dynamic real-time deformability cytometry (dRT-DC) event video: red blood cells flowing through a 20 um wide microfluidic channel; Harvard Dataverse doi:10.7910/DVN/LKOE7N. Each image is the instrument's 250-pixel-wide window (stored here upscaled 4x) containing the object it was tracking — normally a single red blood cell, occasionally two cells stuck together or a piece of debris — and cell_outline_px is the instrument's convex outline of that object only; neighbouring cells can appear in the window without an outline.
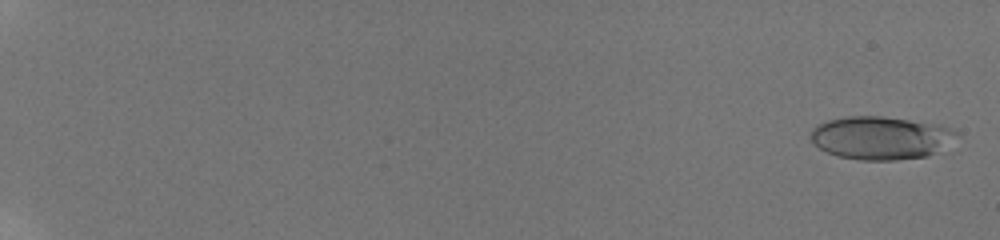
{"species": "human", "species_latin": "Homo sapiens", "temperature_condition": "room temperature", "stored_images_in_passage": 39, "camera_frame_rate_fps": 3000, "um_per_image_px": 0.085, "donor": {"sex": "male"}, "frame": {"image": 1, "passage_image": 3, "time_ms": 0.333, "image_size_px": [1000, 240], "cell_outline_px": [[960, 136], [928, 156], [896, 160], [860, 160], [836, 156], [820, 148], [812, 140], [812, 128], [816, 124], [828, 120], [848, 116], [880, 116], [908, 120], [952, 128], [960, 132]], "centroid_in_image_um": [74.86, 11.72], "position_along_channel_um": 10.1, "area_um2": 36.3}}
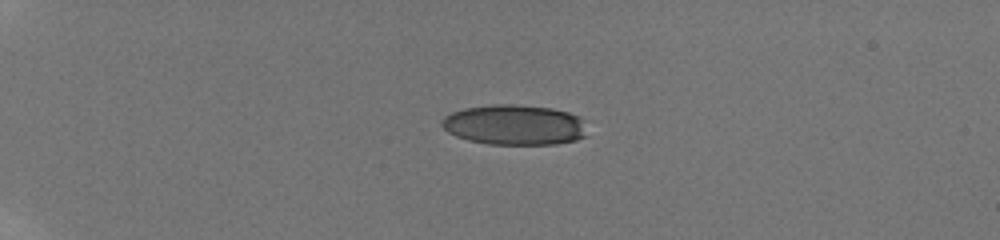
{"frame": {"image": 2, "passage_image": 32, "time_ms": 5.333, "image_size_px": [1000, 240], "cell_outline_px": [[584, 136], [576, 140], [556, 144], [488, 144], [468, 140], [456, 136], [448, 132], [440, 124], [440, 120], [444, 116], [452, 112], [464, 108], [492, 104], [516, 104], [552, 108], [568, 112], [580, 116], [584, 120]], "centroid_in_image_um": [43.7, 10.6], "position_along_channel_um": 41.3, "area_um2": 34.28}}